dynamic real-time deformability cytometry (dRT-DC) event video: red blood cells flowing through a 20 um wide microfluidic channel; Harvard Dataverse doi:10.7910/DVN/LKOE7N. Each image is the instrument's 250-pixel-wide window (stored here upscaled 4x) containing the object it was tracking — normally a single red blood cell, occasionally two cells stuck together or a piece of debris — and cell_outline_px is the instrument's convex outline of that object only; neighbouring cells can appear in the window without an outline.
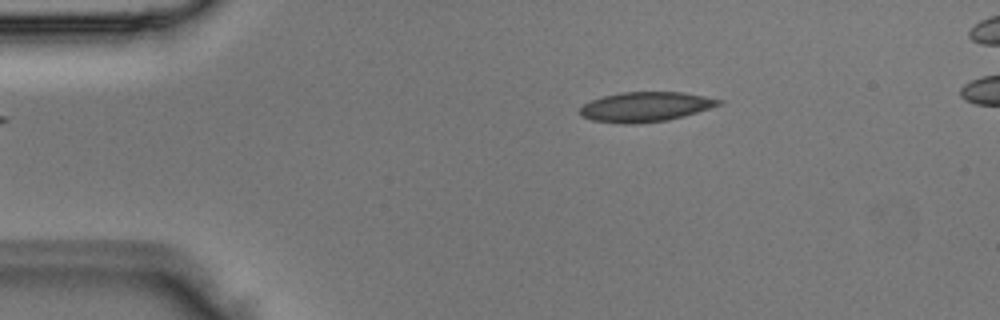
{"species": "Egyptian fruit bat (a non-hibernating species)", "species_latin": "Rousettus aegyptiacus", "temperature_condition": "room temperature", "stored_images_in_passage": 3, "camera_frame_rate_fps": 3000, "um_per_image_px": 0.085, "animal": {"sex": "male"}, "frame": {"image": 1, "passage_image": 1, "time_ms": 0.0, "image_size_px": [1000, 320], "cell_outline_px": [[724, 104], [684, 116], [668, 120], [632, 124], [624, 124], [592, 120], [580, 116], [580, 108], [584, 104], [592, 100], [604, 96], [620, 92], [684, 92], [724, 100]], "centroid_in_image_um": [54.9, 9.08], "position_along_channel_um": 30.1, "area_um2": 24.16}}